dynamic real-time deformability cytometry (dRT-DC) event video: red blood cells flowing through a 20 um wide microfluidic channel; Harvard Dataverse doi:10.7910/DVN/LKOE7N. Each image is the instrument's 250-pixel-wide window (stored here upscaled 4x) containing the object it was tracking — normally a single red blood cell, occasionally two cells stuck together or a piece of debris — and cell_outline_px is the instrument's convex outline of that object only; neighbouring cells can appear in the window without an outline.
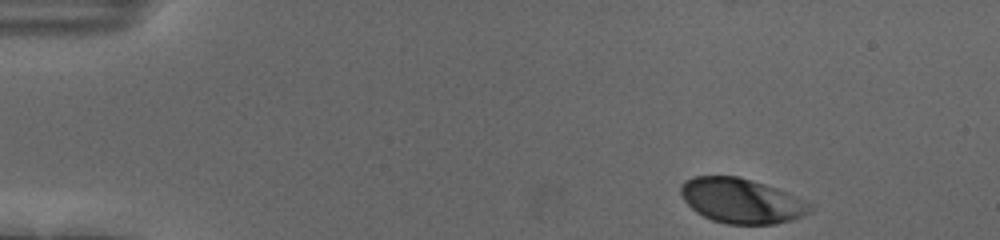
{"species": "human", "species_latin": "Homo sapiens", "temperature_condition": "cold", "stored_images_in_passage": 41, "camera_frame_rate_fps": 3000, "um_per_image_px": 0.085, "donor": {"sex": "female"}, "frame": {"image": 1, "passage_image": 1, "time_ms": 0.0, "image_size_px": [1000, 240], "cell_outline_px": [[812, 212], [792, 220], [776, 224], [728, 224], [712, 220], [696, 212], [684, 200], [680, 192], [680, 184], [684, 180], [692, 176], [736, 176], [752, 180], [776, 188], [812, 204]], "centroid_in_image_um": [63.0, 17.07], "position_along_channel_um": 22.0, "area_um2": 33.76}}
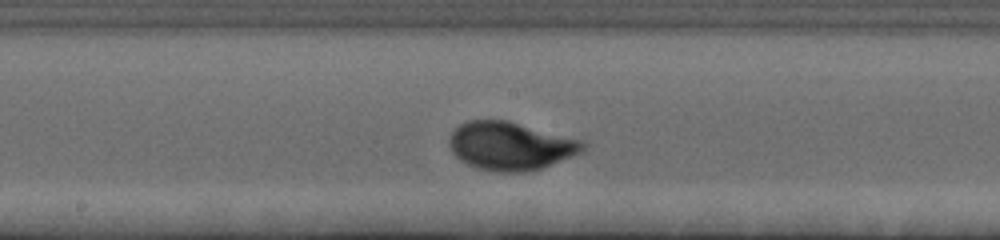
{"frame": {"image": 2, "passage_image": 24, "time_ms": 7.667, "image_size_px": [1000, 240], "cell_outline_px": [[588, 144], [580, 152], [540, 168], [524, 172], [496, 172], [476, 168], [460, 160], [452, 152], [448, 144], [448, 140], [452, 132], [460, 124], [468, 120], [508, 120], [584, 140]], "centroid_in_image_um": [43.36, 12.39], "position_along_channel_um": 204.8, "area_um2": 37.51}}
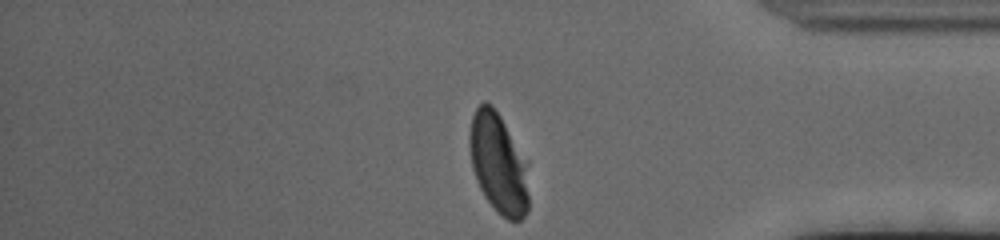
{"frame": {"image": 3, "passage_image": 41, "time_ms": 13.333, "image_size_px": [1000, 240], "cell_outline_px": [[528, 212], [520, 220], [508, 220], [500, 216], [496, 212], [484, 196], [476, 180], [472, 168], [468, 144], [468, 136], [472, 116], [476, 108], [484, 100], [492, 104], [500, 116], [528, 160]], "centroid_in_image_um": [42.37, 13.89], "position_along_channel_um": 392.8, "area_um2": 35.37}, "authors_computed_cell_mechanics": {"area_um2": 35.6626, "velocity_mm_per_s": 3.6427, "shape_relaxation_time_tau1_ms": 2.5576, "shape_relaxation_time_tau2_ms": null, "deformation_change_tau1": 0.1444, "deformation_change_tau2": null}}